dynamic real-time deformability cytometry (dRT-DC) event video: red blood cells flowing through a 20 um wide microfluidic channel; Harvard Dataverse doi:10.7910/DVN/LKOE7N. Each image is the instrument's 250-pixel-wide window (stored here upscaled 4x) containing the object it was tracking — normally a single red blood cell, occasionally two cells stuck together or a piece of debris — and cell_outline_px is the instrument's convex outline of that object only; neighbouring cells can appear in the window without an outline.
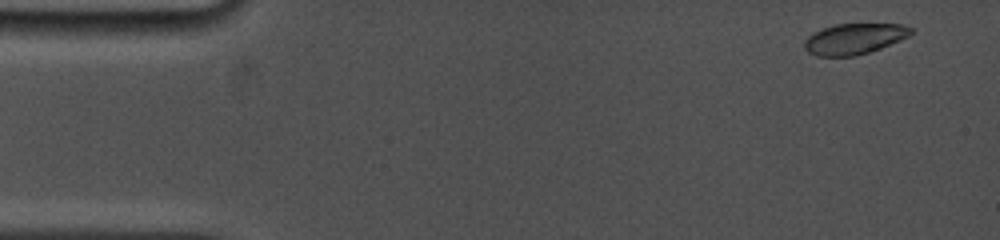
{"species": "common noctule bat (a hibernating species)", "species_latin": "Nyctalus noctula", "temperature_condition": "cold", "stored_images_in_passage": 29, "camera_frame_rate_fps": 5000, "um_per_image_px": 0.085, "animal": {"sex": "female", "body_mass_g": 19.0, "forearm_length_mm": 53.3}, "frame": {"image": 1, "passage_image": 2, "time_ms": 0.6, "image_size_px": [1000, 240], "cell_outline_px": [[916, 28], [908, 36], [900, 40], [880, 48], [856, 56], [816, 56], [808, 52], [804, 48], [804, 40], [812, 32], [836, 24], [904, 24]], "centroid_in_image_um": [72.61, 3.29], "position_along_channel_um": 12.4, "area_um2": 19.19}}
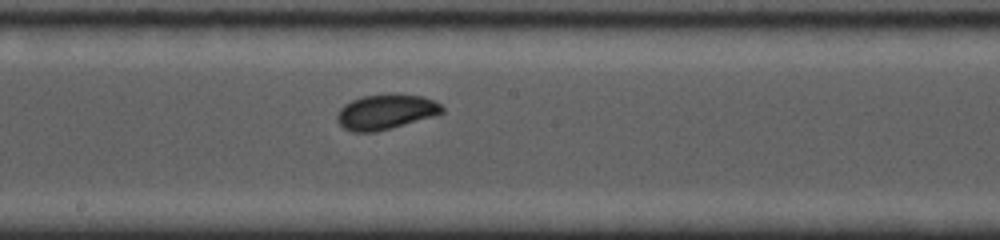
{"frame": {"image": 2, "passage_image": 17, "time_ms": 8.8, "image_size_px": [1000, 240], "cell_outline_px": [[444, 112], [432, 116], [392, 128], [376, 132], [352, 132], [344, 128], [336, 120], [336, 116], [340, 108], [344, 104], [352, 100], [364, 96], [424, 96], [440, 104], [444, 108]], "centroid_in_image_um": [32.75, 9.55], "position_along_channel_um": 215.5, "area_um2": 20.81}}
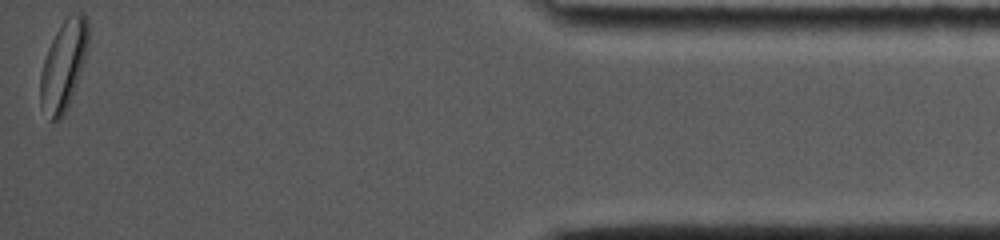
{"frame": {"image": 3, "passage_image": 29, "time_ms": 16.0, "image_size_px": [1000, 240], "cell_outline_px": [[88, 44], [84, 60], [72, 96], [64, 116], [60, 120], [52, 120], [40, 104], [40, 72], [48, 48], [60, 24], [72, 12], [80, 12], [88, 16]], "centroid_in_image_um": [5.4, 5.51], "position_along_channel_um": 429.8, "area_um2": 24.8}, "authors_computed_cell_mechanics": {"area_um2": 20.9236, "velocity_mm_per_s": 3.8108, "shape_relaxation_time_tau1_ms": 2.3972, "shape_relaxation_time_tau2_ms": null, "deformation_change_tau1": 0.0973, "deformation_change_tau2": null}}